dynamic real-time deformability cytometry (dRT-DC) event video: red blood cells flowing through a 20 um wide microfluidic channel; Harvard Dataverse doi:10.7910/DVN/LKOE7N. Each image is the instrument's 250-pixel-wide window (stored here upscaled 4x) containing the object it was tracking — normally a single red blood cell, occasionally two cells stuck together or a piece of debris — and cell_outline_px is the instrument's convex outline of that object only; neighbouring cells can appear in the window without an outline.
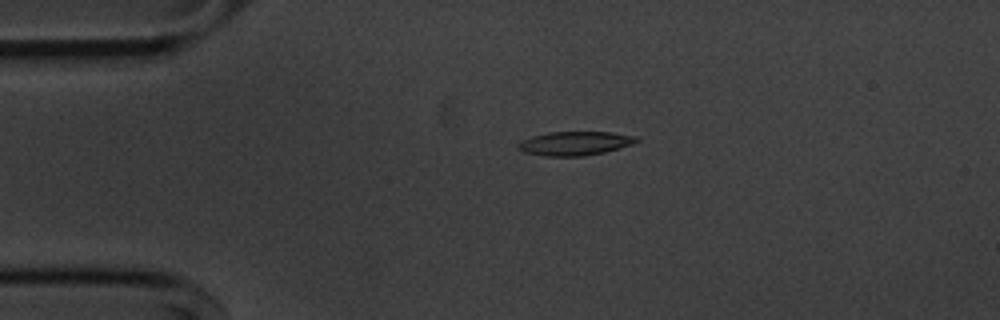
{"species": "common noctule bat (a hibernating species)", "species_latin": "Nyctalus noctula", "temperature_condition": "cold", "stored_images_in_passage": 45, "camera_frame_rate_fps": 3000, "um_per_image_px": 0.085, "animal": {"sex": "male", "body_mass_g": 20.1, "forearm_length_mm": 53.5}, "frame": {"image": 1, "passage_image": 2, "time_ms": 0.333, "image_size_px": [1000, 320], "cell_outline_px": [[640, 140], [632, 144], [604, 152], [584, 156], [544, 156], [524, 152], [516, 144], [520, 140], [532, 136], [548, 132], [612, 132], [636, 136]], "centroid_in_image_um": [48.85, 12.18], "position_along_channel_um": 36.1, "area_um2": 16.47}}
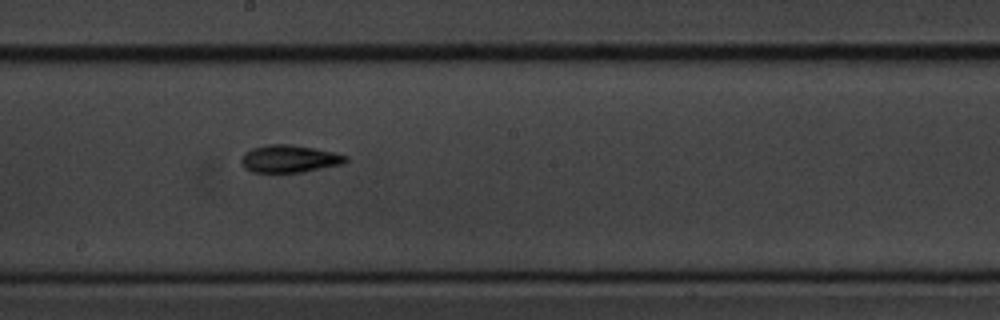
{"frame": {"image": 2, "passage_image": 20, "time_ms": 6.333, "image_size_px": [1000, 320], "cell_outline_px": [[348, 160], [344, 164], [300, 172], [252, 172], [244, 168], [240, 160], [244, 152], [252, 148], [268, 144], [288, 144], [336, 152], [348, 156]], "centroid_in_image_um": [24.6, 13.49], "position_along_channel_um": 223.6, "area_um2": 16.76}}
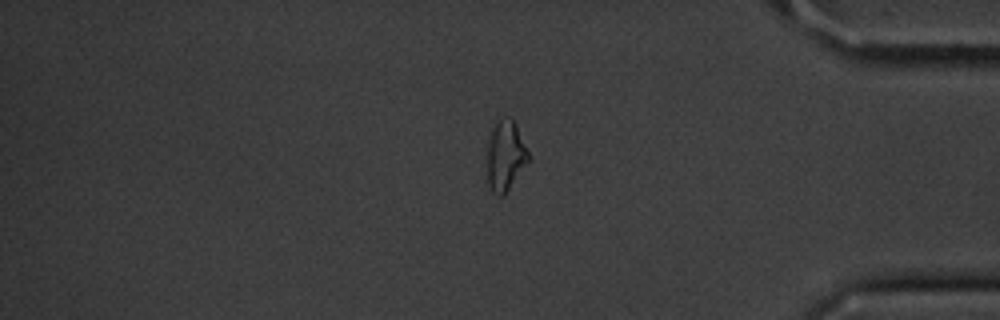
{"frame": {"image": 3, "passage_image": 36, "time_ms": 11.667, "image_size_px": [1000, 320], "cell_outline_px": [[528, 160], [504, 196], [496, 196], [492, 192], [488, 184], [488, 144], [492, 128], [500, 116], [508, 116], [516, 124], [528, 152]], "centroid_in_image_um": [42.94, 13.22], "position_along_channel_um": 392.3, "area_um2": 16.65}, "authors_computed_cell_mechanics": {"area_um2": 16.3574, "velocity_mm_per_s": 3.6582, "shape_relaxation_time_tau1_ms": 3.7027, "shape_relaxation_time_tau2_ms": 9.3412, "deformation_change_tau1": 0.1107, "deformation_change_tau2": 0.2006}}